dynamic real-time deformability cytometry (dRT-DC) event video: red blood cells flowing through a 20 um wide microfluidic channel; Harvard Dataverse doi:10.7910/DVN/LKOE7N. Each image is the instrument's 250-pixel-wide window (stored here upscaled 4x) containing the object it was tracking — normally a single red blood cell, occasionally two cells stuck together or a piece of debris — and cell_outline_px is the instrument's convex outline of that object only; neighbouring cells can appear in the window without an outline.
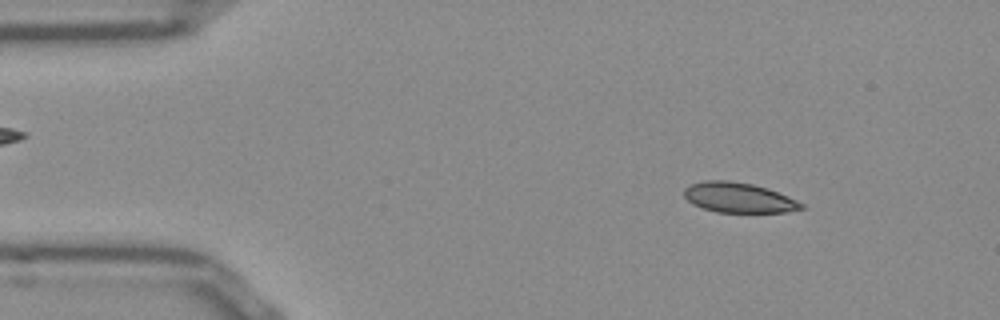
{"species": "Egyptian fruit bat (a non-hibernating species)", "species_latin": "Rousettus aegyptiacus", "temperature_condition": "room temperature", "stored_images_in_passage": 47, "camera_frame_rate_fps": 3000, "um_per_image_px": 0.085, "frame": {"image": 1, "passage_image": 2, "time_ms": 0.333, "image_size_px": [1000, 320], "cell_outline_px": [[804, 208], [788, 212], [716, 212], [692, 204], [684, 196], [684, 188], [692, 184], [704, 180], [728, 180], [752, 184], [768, 188], [788, 196], [804, 204]], "centroid_in_image_um": [62.79, 16.79], "position_along_channel_um": 22.2, "area_um2": 20.52}}
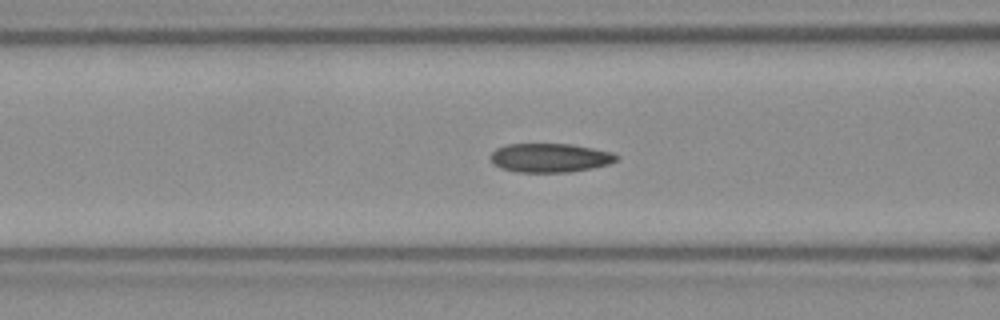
{"frame": {"image": 2, "passage_image": 15, "time_ms": 4.667, "image_size_px": [1000, 320], "cell_outline_px": [[620, 156], [616, 160], [608, 164], [592, 168], [568, 172], [520, 172], [500, 168], [492, 160], [492, 152], [496, 148], [508, 144], [572, 144], [612, 152]], "centroid_in_image_um": [46.78, 13.41], "position_along_channel_um": 119.8, "area_um2": 21.04}}
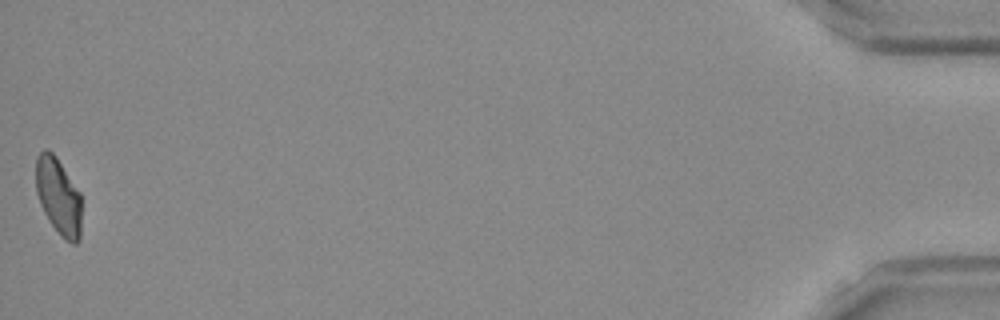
{"frame": {"image": 3, "passage_image": 47, "time_ms": 15.333, "image_size_px": [1000, 320], "cell_outline_px": [[80, 240], [76, 244], [72, 244], [64, 240], [60, 236], [48, 220], [40, 204], [36, 192], [36, 156], [44, 148], [48, 148], [56, 156], [80, 192]], "centroid_in_image_um": [4.95, 16.69], "position_along_channel_um": 430.2, "area_um2": 20.63}, "authors_computed_cell_mechanics": {"area_um2": 21.1548, "velocity_mm_per_s": 3.8721, "shape_relaxation_time_tau1_ms": 9.5774, "shape_relaxation_time_tau2_ms": 2.4282, "deformation_change_tau1": 0.1684, "deformation_change_tau2": 0.0751}}